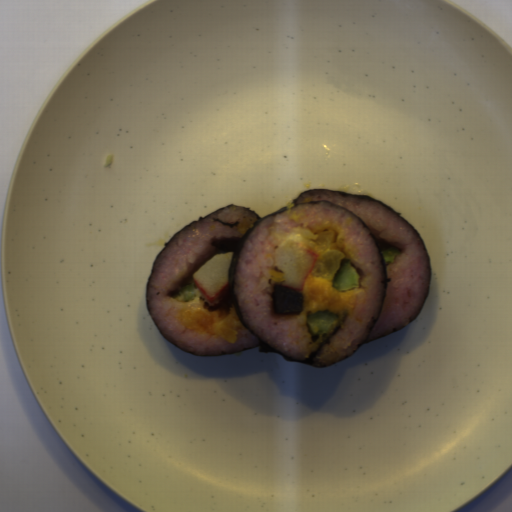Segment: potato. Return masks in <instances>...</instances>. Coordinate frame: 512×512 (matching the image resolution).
I'll use <instances>...</instances> for the list:
<instances>
[{"instance_id": "4", "label": "potato", "mask_w": 512, "mask_h": 512, "mask_svg": "<svg viewBox=\"0 0 512 512\" xmlns=\"http://www.w3.org/2000/svg\"><path fill=\"white\" fill-rule=\"evenodd\" d=\"M213 222H219V223H221L222 225L229 227L230 229H231V228H234V227H236V226H238V225H239V223H240V222H238V221H237L236 223L228 224V223L223 222V221H222L221 219H219V218H214Z\"/></svg>"}, {"instance_id": "3", "label": "potato", "mask_w": 512, "mask_h": 512, "mask_svg": "<svg viewBox=\"0 0 512 512\" xmlns=\"http://www.w3.org/2000/svg\"><path fill=\"white\" fill-rule=\"evenodd\" d=\"M240 238H214L210 245L215 248L216 255L234 251Z\"/></svg>"}, {"instance_id": "2", "label": "potato", "mask_w": 512, "mask_h": 512, "mask_svg": "<svg viewBox=\"0 0 512 512\" xmlns=\"http://www.w3.org/2000/svg\"><path fill=\"white\" fill-rule=\"evenodd\" d=\"M271 305L275 315L301 314L303 294L282 285V283L275 284L272 290Z\"/></svg>"}, {"instance_id": "1", "label": "potato", "mask_w": 512, "mask_h": 512, "mask_svg": "<svg viewBox=\"0 0 512 512\" xmlns=\"http://www.w3.org/2000/svg\"><path fill=\"white\" fill-rule=\"evenodd\" d=\"M310 250L316 255V263L311 270V275L318 278L333 280L334 276L340 270L343 253L331 248L332 240L335 236L334 231H324L318 233Z\"/></svg>"}]
</instances>
